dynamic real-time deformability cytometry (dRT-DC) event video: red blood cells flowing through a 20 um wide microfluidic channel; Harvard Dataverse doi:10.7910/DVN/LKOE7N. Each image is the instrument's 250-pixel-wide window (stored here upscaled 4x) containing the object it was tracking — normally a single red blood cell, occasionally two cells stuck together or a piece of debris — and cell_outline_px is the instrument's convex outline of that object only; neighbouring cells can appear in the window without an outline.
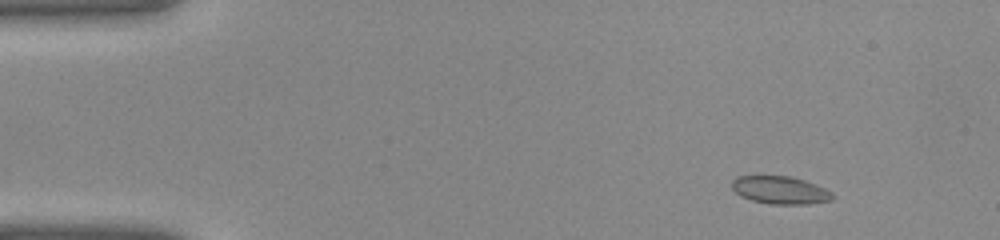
{"species": "common noctule bat (a hibernating species)", "species_latin": "Nyctalus noctula", "temperature_condition": "warm", "stored_images_in_passage": 40, "camera_frame_rate_fps": 3000, "um_per_image_px": 0.085, "animal": {"sex": "female", "body_mass_g": 22.0, "forearm_length_mm": 56.7}, "frame": {"image": 1, "passage_image": 4, "time_ms": 1.0, "image_size_px": [1000, 240], "cell_outline_px": [[832, 200], [808, 204], [772, 204], [752, 200], [740, 196], [732, 188], [732, 180], [736, 176], [792, 176], [816, 184], [832, 192]], "centroid_in_image_um": [66.31, 16.15], "position_along_channel_um": 18.7, "area_um2": 16.24}}
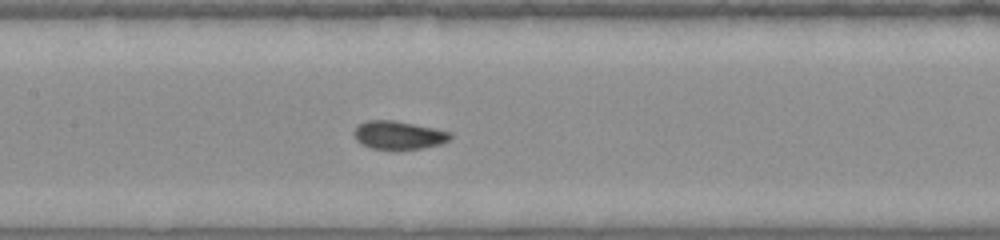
{"frame": {"image": 2, "passage_image": 19, "time_ms": 6.0, "image_size_px": [1000, 240], "cell_outline_px": [[452, 136], [448, 140], [440, 144], [420, 148], [396, 152], [372, 148], [360, 144], [356, 140], [352, 132], [360, 124], [368, 120], [392, 120], [452, 132]], "centroid_in_image_um": [33.84, 11.53], "position_along_channel_um": 173.6, "area_um2": 16.13}}
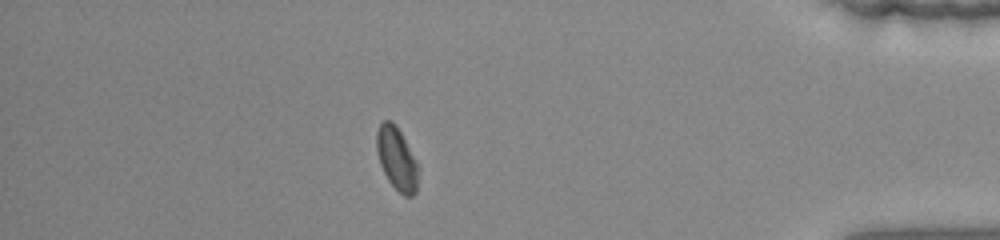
{"frame": {"image": 3, "passage_image": 35, "time_ms": 11.333, "image_size_px": [1000, 240], "cell_outline_px": [[420, 168], [416, 192], [412, 196], [404, 196], [388, 180], [380, 164], [376, 148], [376, 132], [380, 124], [384, 120], [392, 120], [396, 124], [416, 160]], "centroid_in_image_um": [33.74, 13.48], "position_along_channel_um": 401.5, "area_um2": 15.37}}